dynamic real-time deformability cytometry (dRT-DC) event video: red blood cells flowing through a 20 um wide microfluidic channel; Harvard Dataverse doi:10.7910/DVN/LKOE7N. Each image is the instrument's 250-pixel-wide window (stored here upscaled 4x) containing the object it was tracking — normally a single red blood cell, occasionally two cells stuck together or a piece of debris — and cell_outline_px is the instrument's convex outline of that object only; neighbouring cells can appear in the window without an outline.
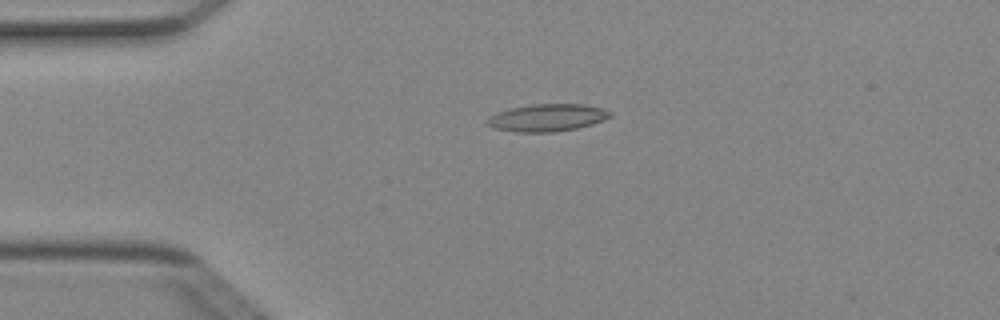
{"species": "Egyptian fruit bat (a non-hibernating species)", "species_latin": "Rousettus aegyptiacus", "temperature_condition": "cold", "stored_images_in_passage": 3, "camera_frame_rate_fps": 3000, "um_per_image_px": 0.085, "animal": {"sex": "female"}, "frame": {"image": 1, "passage_image": 3, "time_ms": 0.667, "image_size_px": [1000, 320], "cell_outline_px": [[612, 116], [604, 120], [592, 124], [576, 128], [556, 132], [516, 132], [496, 128], [488, 124], [484, 120], [488, 116], [512, 108], [532, 104], [580, 104], [600, 108], [612, 112]], "centroid_in_image_um": [46.52, 10.01], "position_along_channel_um": 38.5, "area_um2": 19.42}}